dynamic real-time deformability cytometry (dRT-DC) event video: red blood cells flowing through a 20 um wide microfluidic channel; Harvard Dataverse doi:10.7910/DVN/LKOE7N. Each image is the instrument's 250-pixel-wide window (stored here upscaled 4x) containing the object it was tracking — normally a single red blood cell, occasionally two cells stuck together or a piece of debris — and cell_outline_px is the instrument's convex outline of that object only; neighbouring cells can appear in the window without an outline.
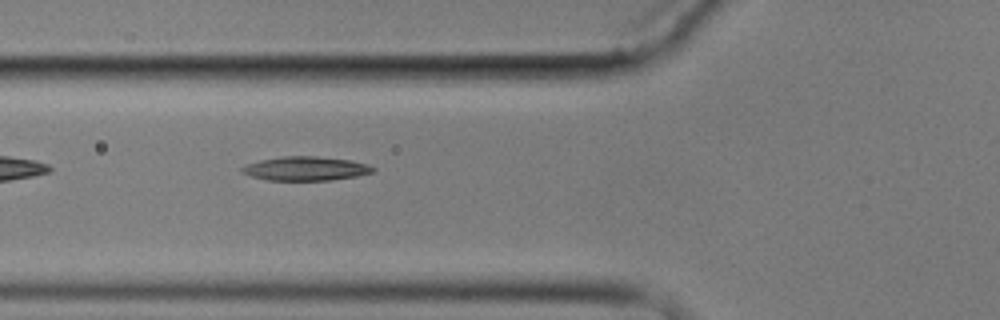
{"species": "common noctule bat (a hibernating species)", "species_latin": "Nyctalus noctula", "temperature_condition": "cold", "stored_images_in_passage": 4, "camera_frame_rate_fps": 3000, "um_per_image_px": 0.085, "animal": {"sex": "male", "body_mass_g": 17.9}, "frame": {"image": 1, "passage_image": 4, "time_ms": 4.667, "image_size_px": [1000, 320], "cell_outline_px": [[376, 168], [372, 172], [356, 176], [332, 180], [268, 180], [252, 176], [240, 172], [240, 168], [248, 164], [260, 160], [284, 156], [316, 156], [352, 160], [368, 164]], "centroid_in_image_um": [26.0, 14.32], "position_along_channel_um": 99.8, "area_um2": 18.26}}